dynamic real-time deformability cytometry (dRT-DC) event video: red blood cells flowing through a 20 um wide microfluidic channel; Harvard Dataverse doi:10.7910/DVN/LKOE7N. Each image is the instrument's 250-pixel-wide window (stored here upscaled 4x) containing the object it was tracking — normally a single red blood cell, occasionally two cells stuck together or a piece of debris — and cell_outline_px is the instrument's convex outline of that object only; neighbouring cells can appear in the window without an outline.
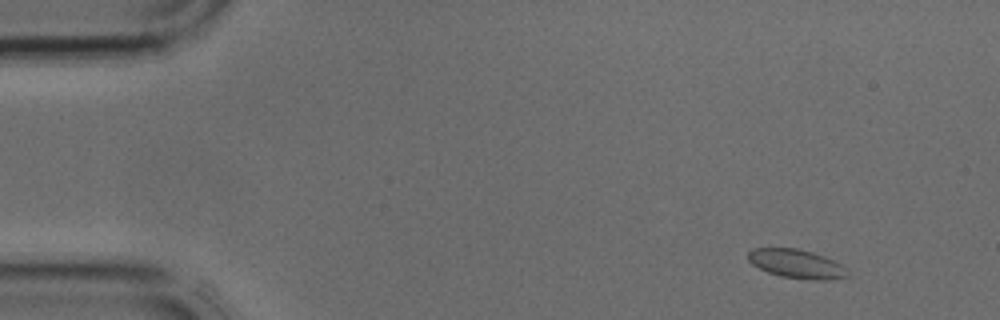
{"species": "common noctule bat (a hibernating species)", "species_latin": "Nyctalus noctula", "temperature_condition": "cold", "stored_images_in_passage": 3, "camera_frame_rate_fps": 3000, "um_per_image_px": 0.085, "animal": {"sex": "male", "body_mass_g": 17.9, "forearm_length_mm": 54.2}, "frame": {"image": 1, "passage_image": 1, "time_ms": 0.0, "image_size_px": [1000, 320], "cell_outline_px": [[848, 276], [824, 280], [812, 280], [780, 276], [768, 272], [752, 264], [748, 260], [748, 252], [752, 248], [796, 248], [812, 252], [824, 256], [840, 264], [844, 268]], "centroid_in_image_um": [67.65, 22.41], "position_along_channel_um": 17.3, "area_um2": 16.47}}
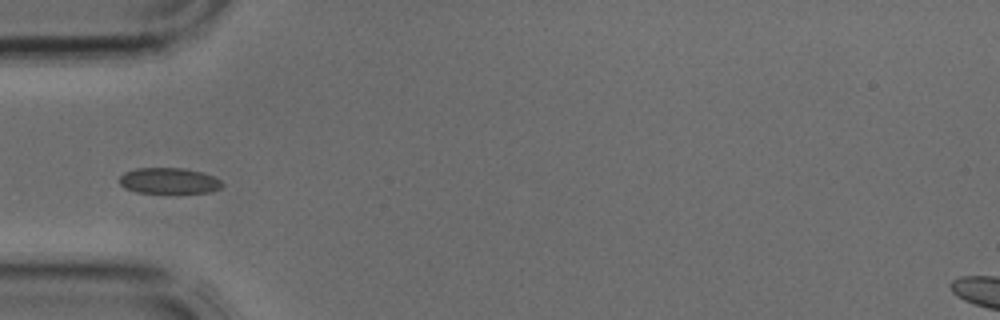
{"frame": {"image": 2, "passage_image": 3, "time_ms": 0.667, "image_size_px": [1000, 320], "cell_outline_px": [[224, 184], [220, 188], [208, 192], [136, 192], [124, 188], [120, 184], [120, 176], [124, 172], [136, 168], [184, 168], [200, 172], [212, 176], [220, 180]], "centroid_in_image_um": [14.33, 15.35], "position_along_channel_um": 70.7, "area_um2": 15.26}}